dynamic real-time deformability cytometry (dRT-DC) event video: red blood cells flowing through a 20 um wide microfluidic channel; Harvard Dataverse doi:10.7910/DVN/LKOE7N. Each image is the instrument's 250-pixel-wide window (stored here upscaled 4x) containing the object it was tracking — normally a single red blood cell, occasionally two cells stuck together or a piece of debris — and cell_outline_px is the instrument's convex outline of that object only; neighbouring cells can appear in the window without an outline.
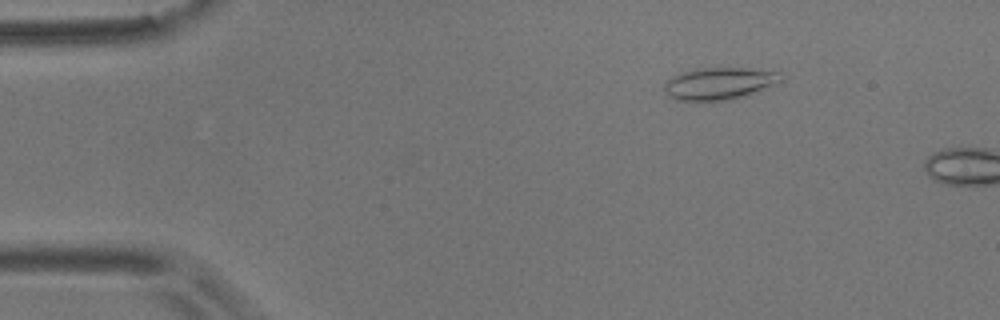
{"species": "common noctule bat (a hibernating species)", "species_latin": "Nyctalus noctula", "temperature_condition": "room temperature", "stored_images_in_passage": 3, "camera_frame_rate_fps": 3000, "um_per_image_px": 0.085, "animal": {"sex": "male", "body_mass_g": 17.9}, "frame": {"image": 1, "passage_image": 2, "time_ms": 1.0, "image_size_px": [1000, 320], "cell_outline_px": [[784, 80], [752, 92], [740, 96], [712, 104], [676, 100], [668, 96], [664, 92], [664, 84], [672, 76], [680, 72], [696, 68], [744, 68], [780, 72]], "centroid_in_image_um": [61.03, 7.13], "position_along_channel_um": 24.0, "area_um2": 22.2}}